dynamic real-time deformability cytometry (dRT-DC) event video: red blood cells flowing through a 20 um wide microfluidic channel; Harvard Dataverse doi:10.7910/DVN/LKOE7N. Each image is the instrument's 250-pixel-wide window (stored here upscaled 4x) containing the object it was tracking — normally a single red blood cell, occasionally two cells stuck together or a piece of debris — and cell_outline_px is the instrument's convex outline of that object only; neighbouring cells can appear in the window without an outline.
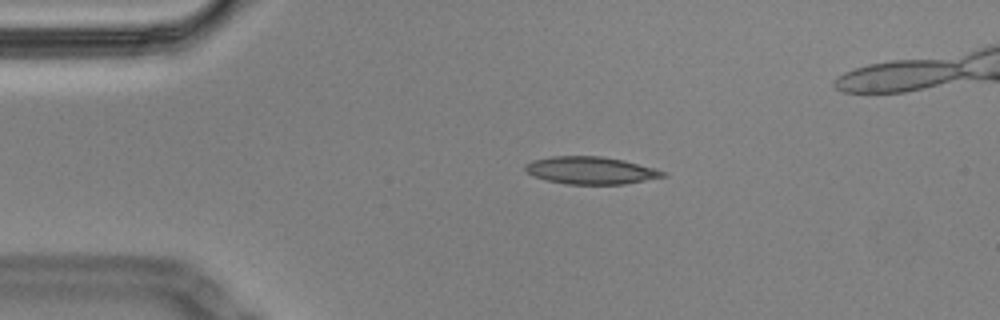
{"species": "Egyptian fruit bat (a non-hibernating species)", "species_latin": "Rousettus aegyptiacus", "temperature_condition": "cold", "stored_images_in_passage": 43, "camera_frame_rate_fps": 3000, "um_per_image_px": 0.085, "animal": {"sex": "male"}, "frame": {"image": 1, "passage_image": 5, "time_ms": 1.333, "image_size_px": [1000, 320], "cell_outline_px": [[668, 176], [624, 184], [568, 184], [548, 180], [532, 176], [524, 168], [524, 164], [532, 160], [552, 156], [600, 156], [624, 160], [652, 168], [664, 172]], "centroid_in_image_um": [50.18, 14.48], "position_along_channel_um": 34.8, "area_um2": 21.85}}
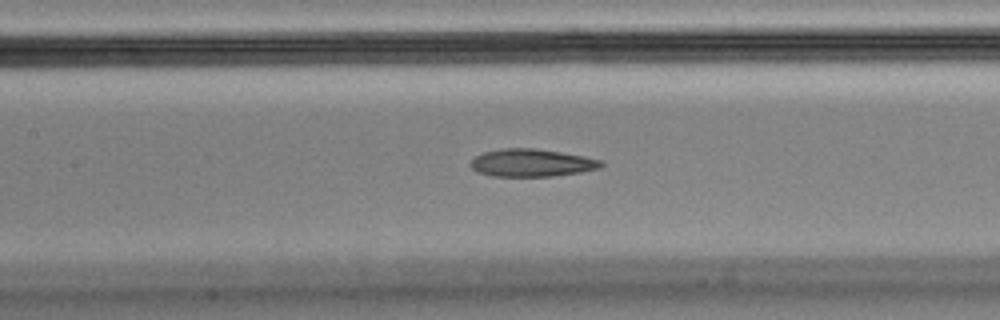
{"frame": {"image": 2, "passage_image": 19, "time_ms": 6.0, "image_size_px": [1000, 320], "cell_outline_px": [[604, 164], [600, 168], [580, 172], [552, 176], [492, 176], [476, 172], [468, 164], [476, 156], [484, 152], [504, 148], [536, 148], [584, 156], [600, 160]], "centroid_in_image_um": [45.17, 13.84], "position_along_channel_um": 162.2, "area_um2": 20.98}}
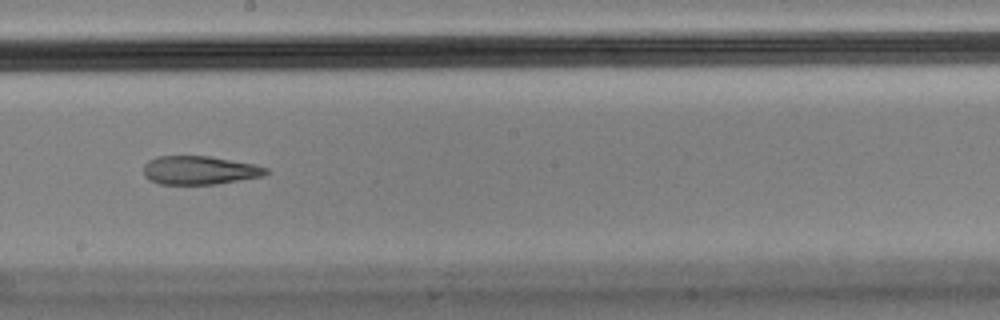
{"frame": {"image": 3, "passage_image": 25, "time_ms": 8.0, "image_size_px": [1000, 320], "cell_outline_px": [[268, 172], [264, 176], [216, 184], [160, 184], [144, 176], [144, 164], [148, 160], [156, 156], [208, 156], [252, 164], [268, 168]], "centroid_in_image_um": [16.94, 14.47], "position_along_channel_um": 231.3, "area_um2": 20.23}, "authors_computed_cell_mechanics": {"area_um2": 22.0218, "velocity_mm_per_s": 3.4631, "shape_relaxation_time_tau1_ms": null, "shape_relaxation_time_tau2_ms": 2.5664, "deformation_change_tau1": null, "deformation_change_tau2": 0.1054}}